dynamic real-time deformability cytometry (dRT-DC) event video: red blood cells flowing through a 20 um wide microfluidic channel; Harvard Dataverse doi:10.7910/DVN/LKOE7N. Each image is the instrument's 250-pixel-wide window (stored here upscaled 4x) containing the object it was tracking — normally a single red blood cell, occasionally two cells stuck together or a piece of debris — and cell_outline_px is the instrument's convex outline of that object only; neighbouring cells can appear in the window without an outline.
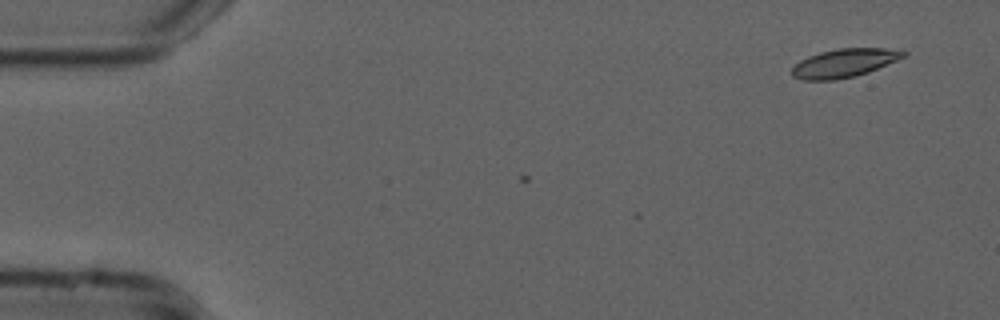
{"species": "common noctule bat (a hibernating species)", "species_latin": "Nyctalus noctula", "temperature_condition": "cold", "stored_images_in_passage": 3, "camera_frame_rate_fps": 3000, "um_per_image_px": 0.085, "animal": {"sex": "male", "forearm_length_mm": 52.5}, "frame": {"image": 1, "passage_image": 3, "time_ms": 0.667, "image_size_px": [1000, 320], "cell_outline_px": [[908, 52], [904, 56], [896, 60], [868, 72], [836, 80], [804, 80], [792, 76], [792, 68], [800, 60], [808, 56], [820, 52], [836, 48], [884, 48]], "centroid_in_image_um": [71.71, 5.35], "position_along_channel_um": 13.3, "area_um2": 18.26}}